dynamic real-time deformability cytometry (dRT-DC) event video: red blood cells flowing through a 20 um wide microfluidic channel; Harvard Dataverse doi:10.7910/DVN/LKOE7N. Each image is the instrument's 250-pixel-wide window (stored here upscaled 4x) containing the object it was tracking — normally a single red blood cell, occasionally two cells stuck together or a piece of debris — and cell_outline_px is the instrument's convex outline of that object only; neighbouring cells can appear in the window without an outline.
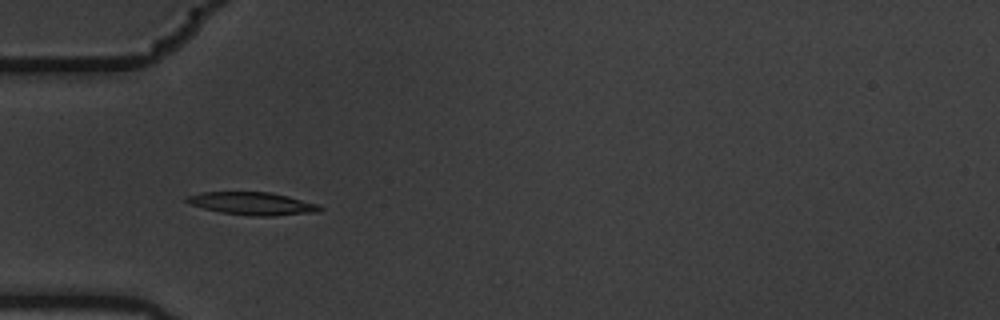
{"species": "common noctule bat (a hibernating species)", "species_latin": "Nyctalus noctula", "temperature_condition": "warm", "stored_images_in_passage": 4, "camera_frame_rate_fps": 3000, "um_per_image_px": 0.085, "animal": {"sex": "male", "body_mass_g": 19.5, "forearm_length_mm": 54.6}, "frame": {"image": 1, "passage_image": 4, "time_ms": 1.0, "image_size_px": [1000, 320], "cell_outline_px": [[324, 208], [320, 212], [272, 216], [252, 216], [220, 212], [188, 204], [184, 200], [184, 196], [200, 192], [272, 192], [320, 204]], "centroid_in_image_um": [21.46, 17.3], "position_along_channel_um": 63.5, "area_um2": 17.98}}